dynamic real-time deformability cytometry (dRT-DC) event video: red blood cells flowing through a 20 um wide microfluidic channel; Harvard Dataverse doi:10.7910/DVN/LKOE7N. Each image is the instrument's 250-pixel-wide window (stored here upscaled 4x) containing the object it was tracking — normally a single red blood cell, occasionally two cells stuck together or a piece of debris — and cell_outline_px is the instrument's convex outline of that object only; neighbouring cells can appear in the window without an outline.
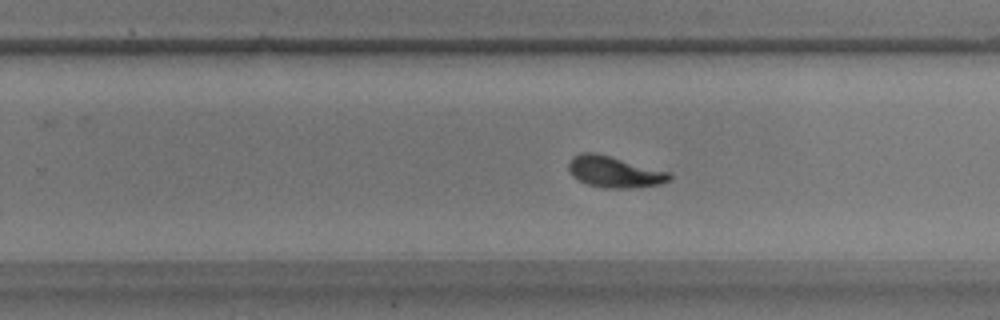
{"species": "common noctule bat (a hibernating species)", "species_latin": "Nyctalus noctula", "temperature_condition": "warm", "stored_images_in_passage": 57, "camera_frame_rate_fps": 3000, "um_per_image_px": 0.085, "animal": {"sex": "male", "body_mass_g": 17.9}, "frame": {"image": 1, "passage_image": 36, "time_ms": 11.667, "image_size_px": [1000, 320], "cell_outline_px": [[672, 180], [660, 184], [628, 188], [604, 188], [588, 184], [572, 176], [568, 172], [568, 160], [572, 156], [580, 152], [596, 152], [672, 172]], "centroid_in_image_um": [52.22, 14.59], "position_along_channel_um": 277.6, "area_um2": 18.73}}
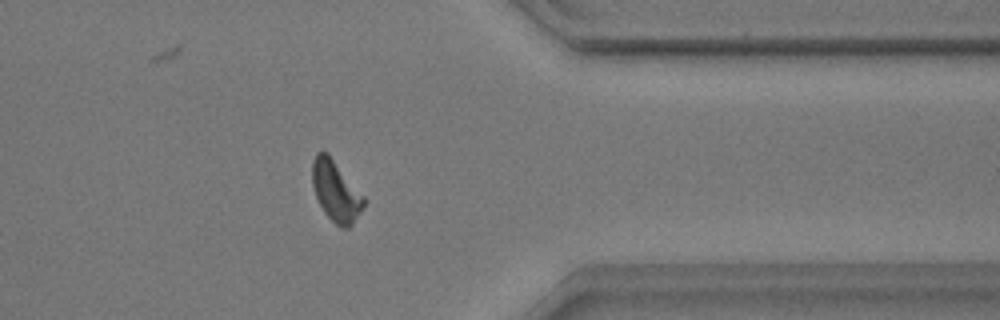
{"frame": {"image": 2, "passage_image": 46, "time_ms": 15.0, "image_size_px": [1000, 320], "cell_outline_px": [[364, 208], [352, 224], [348, 228], [340, 228], [324, 212], [316, 196], [312, 184], [312, 160], [316, 152], [328, 152], [364, 196]], "centroid_in_image_um": [28.54, 16.23], "position_along_channel_um": 382.9, "area_um2": 18.21}}
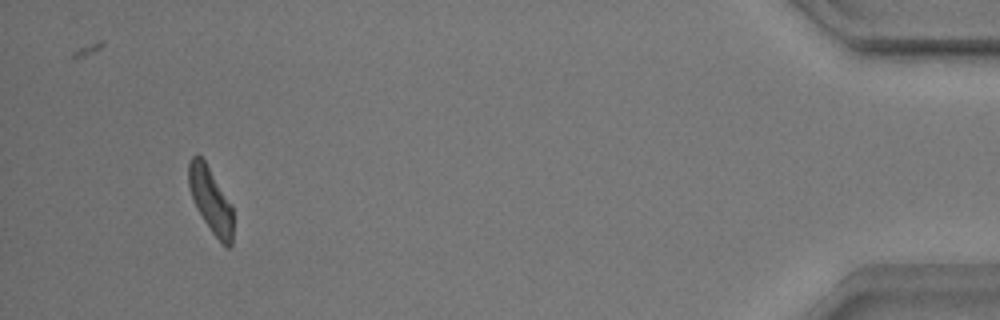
{"frame": {"image": 3, "passage_image": 54, "time_ms": 17.667, "image_size_px": [1000, 320], "cell_outline_px": [[232, 244], [228, 248], [212, 232], [196, 208], [188, 188], [188, 164], [192, 156], [196, 152], [204, 160], [232, 204]], "centroid_in_image_um": [17.88, 16.96], "position_along_channel_um": 417.3, "area_um2": 16.82}, "authors_computed_cell_mechanics": {"area_um2": 17.629, "velocity_mm_per_s": 3.526, "shape_relaxation_time_tau1_ms": 3.9737, "shape_relaxation_time_tau2_ms": 2.5569, "deformation_change_tau1": 0.1596, "deformation_change_tau2": 0.0792}}